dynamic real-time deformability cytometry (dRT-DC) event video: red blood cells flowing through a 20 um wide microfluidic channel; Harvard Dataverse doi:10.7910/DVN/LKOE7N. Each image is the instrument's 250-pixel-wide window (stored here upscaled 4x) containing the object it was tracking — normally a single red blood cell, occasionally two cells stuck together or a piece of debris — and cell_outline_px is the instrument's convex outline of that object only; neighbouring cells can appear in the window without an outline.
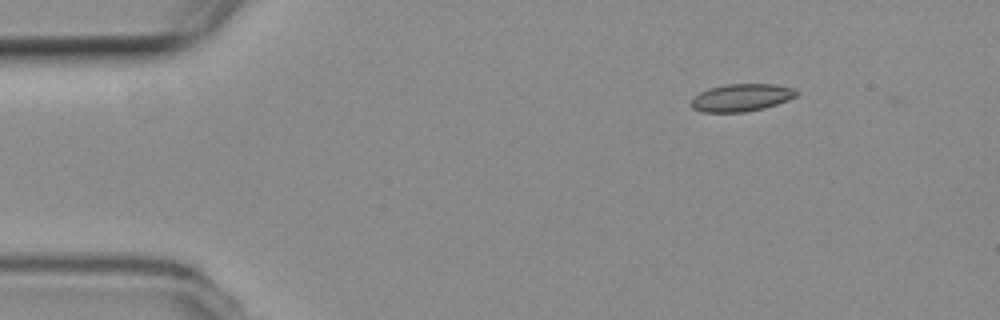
{"species": "common noctule bat (a hibernating species)", "species_latin": "Nyctalus noctula", "temperature_condition": "room temperature", "stored_images_in_passage": 2, "camera_frame_rate_fps": 3000, "um_per_image_px": 0.085, "animal": {"sex": "female", "body_mass_g": 19.3, "forearm_length_mm": 54.1}, "frame": {"image": 1, "passage_image": 1, "time_ms": 0.0, "image_size_px": [1000, 320], "cell_outline_px": [[800, 92], [796, 96], [788, 100], [764, 108], [744, 112], [700, 112], [692, 108], [688, 104], [692, 96], [708, 88], [724, 84], [776, 84], [796, 88]], "centroid_in_image_um": [62.99, 8.29], "position_along_channel_um": 22.0, "area_um2": 17.28}}